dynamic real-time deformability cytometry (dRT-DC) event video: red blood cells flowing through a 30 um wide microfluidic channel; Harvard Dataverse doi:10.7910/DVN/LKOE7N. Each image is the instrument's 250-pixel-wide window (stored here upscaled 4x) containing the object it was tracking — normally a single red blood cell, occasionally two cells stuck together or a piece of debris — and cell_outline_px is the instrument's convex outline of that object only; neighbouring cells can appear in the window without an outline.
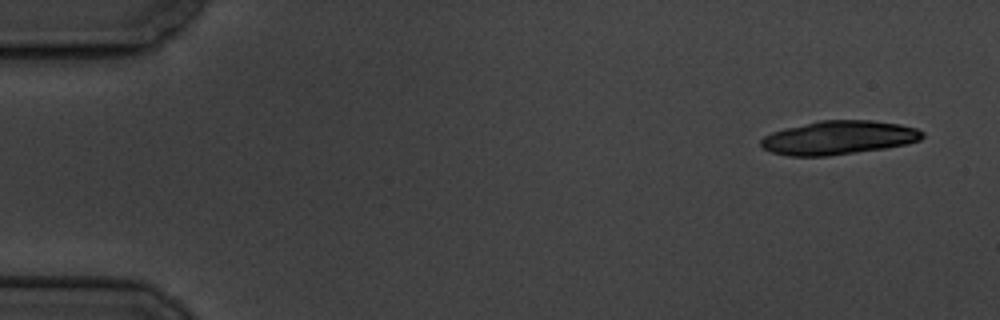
{"species": "common noctule bat (a hibernating species)", "species_latin": "Nyctalus noctula", "temperature_condition": "cold", "stored_images_in_passage": 11, "camera_frame_rate_fps": 3000, "um_per_image_px": 0.085, "animal": {"sex": "male", "body_mass_g": 19.5, "forearm_length_mm": 54.6}, "frame": {"image": 1, "passage_image": 1, "time_ms": 0.0, "image_size_px": [1000, 320], "cell_outline_px": [[924, 136], [920, 140], [908, 144], [884, 148], [828, 156], [788, 156], [772, 152], [764, 148], [760, 144], [760, 140], [764, 136], [772, 132], [784, 128], [820, 120], [872, 120], [900, 124], [916, 128], [924, 132]], "centroid_in_image_um": [71.29, 11.7], "position_along_channel_um": 13.7, "area_um2": 31.79}}